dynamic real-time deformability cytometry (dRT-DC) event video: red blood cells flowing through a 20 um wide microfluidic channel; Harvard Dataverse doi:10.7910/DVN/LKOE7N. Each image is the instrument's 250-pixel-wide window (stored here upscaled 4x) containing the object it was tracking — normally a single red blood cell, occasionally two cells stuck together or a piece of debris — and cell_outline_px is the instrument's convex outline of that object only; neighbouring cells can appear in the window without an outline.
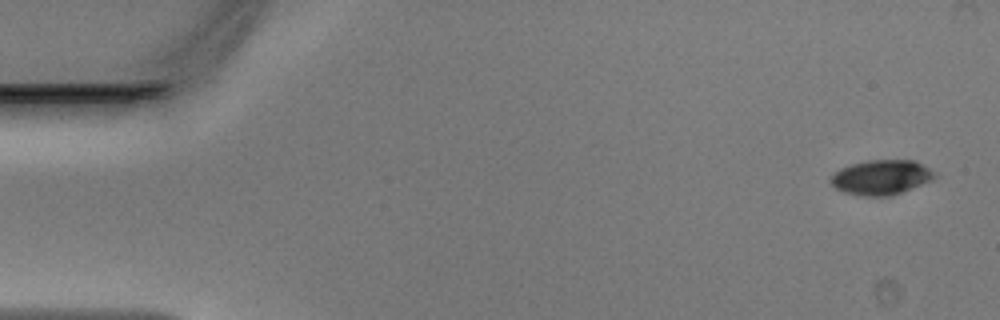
{"species": "Egyptian fruit bat (a non-hibernating species)", "species_latin": "Rousettus aegyptiacus", "temperature_condition": "warm", "stored_images_in_passage": 48, "camera_frame_rate_fps": 3000, "um_per_image_px": 0.085, "animal": {"sex": "male"}, "frame": {"image": 1, "passage_image": 2, "time_ms": 0.333, "image_size_px": [1000, 320], "cell_outline_px": [[936, 176], [920, 184], [892, 196], [860, 196], [844, 192], [836, 188], [832, 184], [832, 176], [840, 168], [852, 164], [868, 160], [916, 160], [928, 168]], "centroid_in_image_um": [74.87, 15.07], "position_along_channel_um": 10.1, "area_um2": 20.63}}
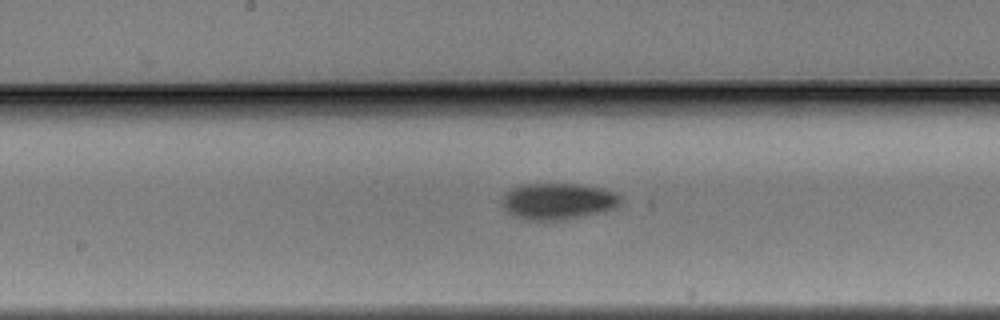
{"frame": {"image": 2, "passage_image": 25, "time_ms": 8.0, "image_size_px": [1000, 320], "cell_outline_px": [[624, 200], [616, 208], [604, 212], [564, 220], [524, 220], [512, 216], [504, 208], [504, 192], [520, 184], [576, 184], [604, 188], [616, 192], [624, 196]], "centroid_in_image_um": [47.5, 17.11], "position_along_channel_um": 200.7, "area_um2": 25.66}}
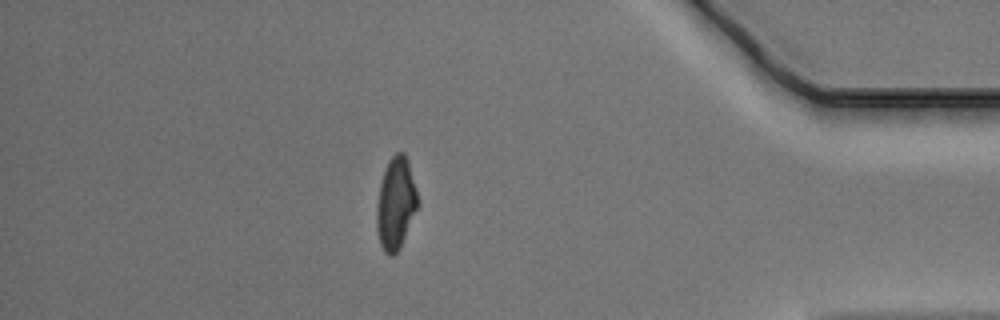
{"frame": {"image": 3, "passage_image": 42, "time_ms": 13.667, "image_size_px": [1000, 320], "cell_outline_px": [[420, 204], [400, 248], [392, 256], [388, 256], [384, 252], [380, 244], [376, 228], [376, 208], [380, 184], [388, 160], [396, 152], [404, 152], [408, 160], [416, 188]], "centroid_in_image_um": [33.65, 17.31], "position_along_channel_um": 401.5, "area_um2": 22.31}}